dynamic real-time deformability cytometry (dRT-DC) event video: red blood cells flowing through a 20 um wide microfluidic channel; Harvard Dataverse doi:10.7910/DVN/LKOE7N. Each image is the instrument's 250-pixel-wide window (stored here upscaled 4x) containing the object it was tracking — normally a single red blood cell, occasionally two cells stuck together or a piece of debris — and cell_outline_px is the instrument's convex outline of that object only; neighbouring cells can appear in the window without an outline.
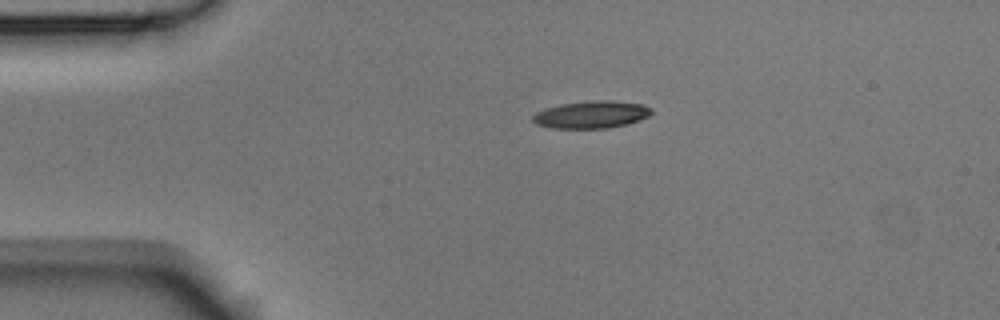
{"species": "Egyptian fruit bat (a non-hibernating species)", "species_latin": "Rousettus aegyptiacus", "temperature_condition": "room temperature", "stored_images_in_passage": 2, "camera_frame_rate_fps": 3000, "um_per_image_px": 0.085, "animal": {"sex": "male"}, "frame": {"image": 1, "passage_image": 1, "time_ms": 0.0, "image_size_px": [1000, 320], "cell_outline_px": [[652, 112], [648, 116], [640, 120], [628, 124], [608, 128], [552, 128], [536, 124], [532, 120], [532, 116], [536, 112], [548, 108], [564, 104], [588, 100], [608, 100], [644, 104], [652, 108]], "centroid_in_image_um": [50.31, 9.74], "position_along_channel_um": 34.7, "area_um2": 18.9}}
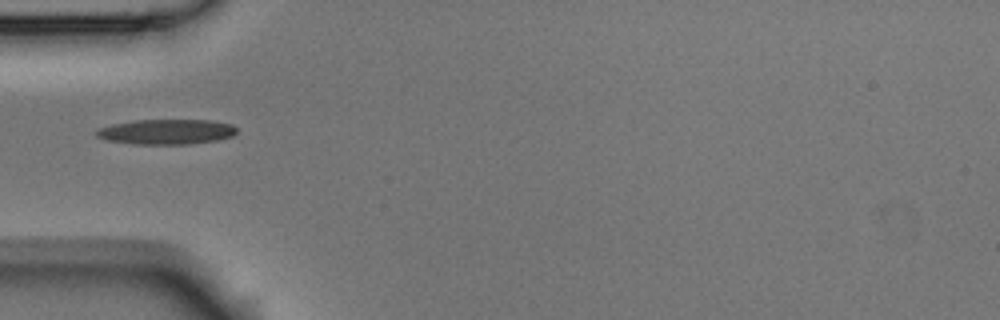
{"frame": {"image": 2, "passage_image": 2, "time_ms": 0.333, "image_size_px": [1000, 320], "cell_outline_px": [[236, 132], [232, 136], [216, 140], [188, 144], [136, 144], [108, 140], [96, 136], [92, 132], [96, 128], [112, 124], [132, 120], [212, 120], [232, 124], [236, 128]], "centroid_in_image_um": [14.1, 11.19], "position_along_channel_um": 70.9, "area_um2": 20.63}}